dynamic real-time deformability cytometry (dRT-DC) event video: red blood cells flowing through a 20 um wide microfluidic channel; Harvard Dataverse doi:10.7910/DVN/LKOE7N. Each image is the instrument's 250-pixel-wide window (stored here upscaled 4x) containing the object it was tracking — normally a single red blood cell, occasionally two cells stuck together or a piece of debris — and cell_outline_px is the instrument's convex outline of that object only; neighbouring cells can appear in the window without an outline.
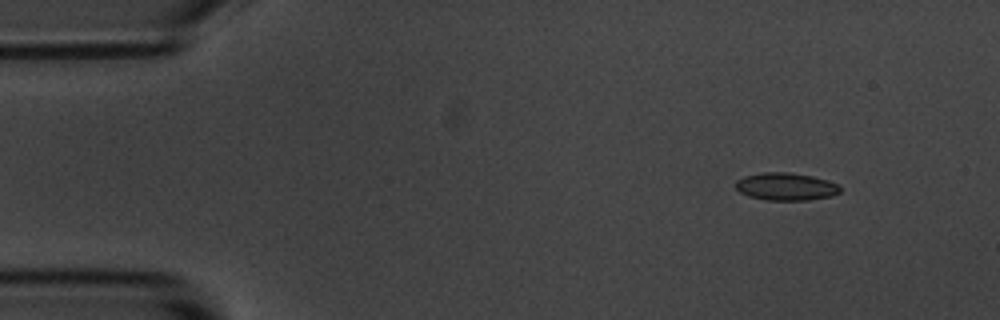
{"species": "common noctule bat (a hibernating species)", "species_latin": "Nyctalus noctula", "temperature_condition": "room temperature", "stored_images_in_passage": 4, "camera_frame_rate_fps": 3000, "um_per_image_px": 0.085, "animal": {"sex": "male", "body_mass_g": 20.1, "forearm_length_mm": 53.5}, "frame": {"image": 1, "passage_image": 1, "time_ms": 0.0, "image_size_px": [1000, 320], "cell_outline_px": [[840, 192], [832, 196], [808, 200], [764, 200], [748, 196], [740, 192], [732, 184], [736, 180], [744, 176], [764, 172], [792, 172], [812, 176], [828, 180], [840, 184]], "centroid_in_image_um": [66.79, 15.85], "position_along_channel_um": 18.2, "area_um2": 17.11}}
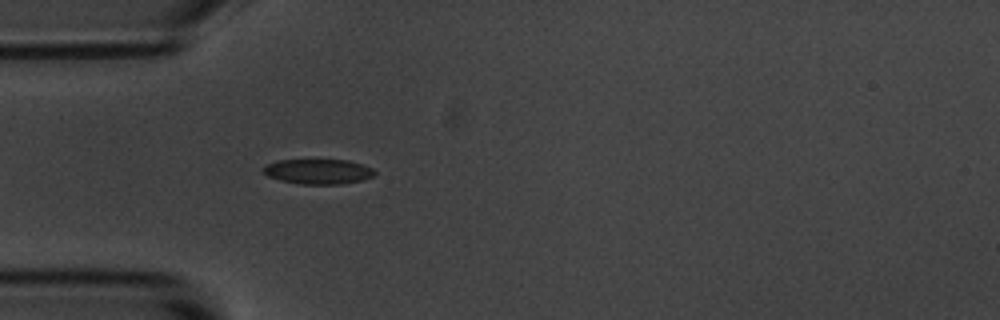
{"frame": {"image": 2, "passage_image": 4, "time_ms": 3.333, "image_size_px": [1000, 320], "cell_outline_px": [[376, 172], [372, 176], [364, 180], [340, 184], [300, 184], [280, 180], [268, 176], [264, 172], [264, 164], [276, 160], [348, 160], [372, 168]], "centroid_in_image_um": [27.03, 14.58], "position_along_channel_um": 58.0, "area_um2": 16.18}}